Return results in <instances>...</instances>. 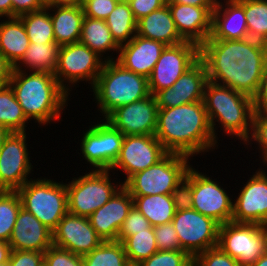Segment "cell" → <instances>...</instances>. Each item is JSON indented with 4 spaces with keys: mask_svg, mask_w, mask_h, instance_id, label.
Listing matches in <instances>:
<instances>
[{
    "mask_svg": "<svg viewBox=\"0 0 267 266\" xmlns=\"http://www.w3.org/2000/svg\"><path fill=\"white\" fill-rule=\"evenodd\" d=\"M200 59V46L190 41L166 46L148 78L150 94L171 87Z\"/></svg>",
    "mask_w": 267,
    "mask_h": 266,
    "instance_id": "obj_11",
    "label": "cell"
},
{
    "mask_svg": "<svg viewBox=\"0 0 267 266\" xmlns=\"http://www.w3.org/2000/svg\"><path fill=\"white\" fill-rule=\"evenodd\" d=\"M19 65L17 63L14 66L8 85L12 88L26 118H34L42 124L52 119L58 120L68 92L59 84L54 74L33 71L27 76Z\"/></svg>",
    "mask_w": 267,
    "mask_h": 266,
    "instance_id": "obj_3",
    "label": "cell"
},
{
    "mask_svg": "<svg viewBox=\"0 0 267 266\" xmlns=\"http://www.w3.org/2000/svg\"><path fill=\"white\" fill-rule=\"evenodd\" d=\"M208 80L253 97L267 61V44L250 38L243 40L207 39L200 46Z\"/></svg>",
    "mask_w": 267,
    "mask_h": 266,
    "instance_id": "obj_1",
    "label": "cell"
},
{
    "mask_svg": "<svg viewBox=\"0 0 267 266\" xmlns=\"http://www.w3.org/2000/svg\"><path fill=\"white\" fill-rule=\"evenodd\" d=\"M26 121L12 88L9 85L0 88V124L10 132H25Z\"/></svg>",
    "mask_w": 267,
    "mask_h": 266,
    "instance_id": "obj_34",
    "label": "cell"
},
{
    "mask_svg": "<svg viewBox=\"0 0 267 266\" xmlns=\"http://www.w3.org/2000/svg\"><path fill=\"white\" fill-rule=\"evenodd\" d=\"M254 111H265L267 109V61L262 73L258 89L252 97Z\"/></svg>",
    "mask_w": 267,
    "mask_h": 266,
    "instance_id": "obj_50",
    "label": "cell"
},
{
    "mask_svg": "<svg viewBox=\"0 0 267 266\" xmlns=\"http://www.w3.org/2000/svg\"><path fill=\"white\" fill-rule=\"evenodd\" d=\"M251 266H267V251Z\"/></svg>",
    "mask_w": 267,
    "mask_h": 266,
    "instance_id": "obj_58",
    "label": "cell"
},
{
    "mask_svg": "<svg viewBox=\"0 0 267 266\" xmlns=\"http://www.w3.org/2000/svg\"><path fill=\"white\" fill-rule=\"evenodd\" d=\"M156 138L168 153L192 156L215 146L203 101L158 108Z\"/></svg>",
    "mask_w": 267,
    "mask_h": 266,
    "instance_id": "obj_2",
    "label": "cell"
},
{
    "mask_svg": "<svg viewBox=\"0 0 267 266\" xmlns=\"http://www.w3.org/2000/svg\"><path fill=\"white\" fill-rule=\"evenodd\" d=\"M45 5L40 0H12V17L40 10Z\"/></svg>",
    "mask_w": 267,
    "mask_h": 266,
    "instance_id": "obj_51",
    "label": "cell"
},
{
    "mask_svg": "<svg viewBox=\"0 0 267 266\" xmlns=\"http://www.w3.org/2000/svg\"><path fill=\"white\" fill-rule=\"evenodd\" d=\"M252 138L262 146L264 159L267 157V112L255 111L252 121Z\"/></svg>",
    "mask_w": 267,
    "mask_h": 266,
    "instance_id": "obj_47",
    "label": "cell"
},
{
    "mask_svg": "<svg viewBox=\"0 0 267 266\" xmlns=\"http://www.w3.org/2000/svg\"><path fill=\"white\" fill-rule=\"evenodd\" d=\"M165 47L162 42L134 34L132 40L120 46L117 62L148 79Z\"/></svg>",
    "mask_w": 267,
    "mask_h": 266,
    "instance_id": "obj_22",
    "label": "cell"
},
{
    "mask_svg": "<svg viewBox=\"0 0 267 266\" xmlns=\"http://www.w3.org/2000/svg\"><path fill=\"white\" fill-rule=\"evenodd\" d=\"M82 153L85 159L98 170H105L103 146V123L92 126L83 136Z\"/></svg>",
    "mask_w": 267,
    "mask_h": 266,
    "instance_id": "obj_38",
    "label": "cell"
},
{
    "mask_svg": "<svg viewBox=\"0 0 267 266\" xmlns=\"http://www.w3.org/2000/svg\"><path fill=\"white\" fill-rule=\"evenodd\" d=\"M45 6H50V0H40Z\"/></svg>",
    "mask_w": 267,
    "mask_h": 266,
    "instance_id": "obj_59",
    "label": "cell"
},
{
    "mask_svg": "<svg viewBox=\"0 0 267 266\" xmlns=\"http://www.w3.org/2000/svg\"><path fill=\"white\" fill-rule=\"evenodd\" d=\"M124 135L108 121L103 123V146L105 151V170L111 169L119 156Z\"/></svg>",
    "mask_w": 267,
    "mask_h": 266,
    "instance_id": "obj_39",
    "label": "cell"
},
{
    "mask_svg": "<svg viewBox=\"0 0 267 266\" xmlns=\"http://www.w3.org/2000/svg\"><path fill=\"white\" fill-rule=\"evenodd\" d=\"M12 249L8 242L0 240V263H6L10 259Z\"/></svg>",
    "mask_w": 267,
    "mask_h": 266,
    "instance_id": "obj_54",
    "label": "cell"
},
{
    "mask_svg": "<svg viewBox=\"0 0 267 266\" xmlns=\"http://www.w3.org/2000/svg\"><path fill=\"white\" fill-rule=\"evenodd\" d=\"M105 22L111 31L113 39L119 46L126 41L128 43L132 40L134 38L133 34L137 32V21L133 16L129 2L126 0H120L117 3L115 9L105 19Z\"/></svg>",
    "mask_w": 267,
    "mask_h": 266,
    "instance_id": "obj_30",
    "label": "cell"
},
{
    "mask_svg": "<svg viewBox=\"0 0 267 266\" xmlns=\"http://www.w3.org/2000/svg\"><path fill=\"white\" fill-rule=\"evenodd\" d=\"M137 266H193V258L184 250H158Z\"/></svg>",
    "mask_w": 267,
    "mask_h": 266,
    "instance_id": "obj_40",
    "label": "cell"
},
{
    "mask_svg": "<svg viewBox=\"0 0 267 266\" xmlns=\"http://www.w3.org/2000/svg\"><path fill=\"white\" fill-rule=\"evenodd\" d=\"M207 81L205 63L199 59L171 87L158 91L153 95L157 107L170 108L203 101Z\"/></svg>",
    "mask_w": 267,
    "mask_h": 266,
    "instance_id": "obj_17",
    "label": "cell"
},
{
    "mask_svg": "<svg viewBox=\"0 0 267 266\" xmlns=\"http://www.w3.org/2000/svg\"><path fill=\"white\" fill-rule=\"evenodd\" d=\"M232 221L236 223H255L265 225L267 222V176L258 171L242 189L233 204Z\"/></svg>",
    "mask_w": 267,
    "mask_h": 266,
    "instance_id": "obj_19",
    "label": "cell"
},
{
    "mask_svg": "<svg viewBox=\"0 0 267 266\" xmlns=\"http://www.w3.org/2000/svg\"><path fill=\"white\" fill-rule=\"evenodd\" d=\"M133 206V197L121 186L111 199L94 211L88 219L104 241H118L120 228Z\"/></svg>",
    "mask_w": 267,
    "mask_h": 266,
    "instance_id": "obj_20",
    "label": "cell"
},
{
    "mask_svg": "<svg viewBox=\"0 0 267 266\" xmlns=\"http://www.w3.org/2000/svg\"><path fill=\"white\" fill-rule=\"evenodd\" d=\"M203 102L215 139L214 120L218 118L217 121L221 122L225 132L236 135V137L238 136L244 142H247L250 136L248 121H250L252 127L255 112L251 97L221 83L208 80L204 90Z\"/></svg>",
    "mask_w": 267,
    "mask_h": 266,
    "instance_id": "obj_4",
    "label": "cell"
},
{
    "mask_svg": "<svg viewBox=\"0 0 267 266\" xmlns=\"http://www.w3.org/2000/svg\"><path fill=\"white\" fill-rule=\"evenodd\" d=\"M218 247L241 266L253 265L267 251V231L255 223L228 222L220 225Z\"/></svg>",
    "mask_w": 267,
    "mask_h": 266,
    "instance_id": "obj_8",
    "label": "cell"
},
{
    "mask_svg": "<svg viewBox=\"0 0 267 266\" xmlns=\"http://www.w3.org/2000/svg\"><path fill=\"white\" fill-rule=\"evenodd\" d=\"M14 66L0 53V88L9 84Z\"/></svg>",
    "mask_w": 267,
    "mask_h": 266,
    "instance_id": "obj_52",
    "label": "cell"
},
{
    "mask_svg": "<svg viewBox=\"0 0 267 266\" xmlns=\"http://www.w3.org/2000/svg\"><path fill=\"white\" fill-rule=\"evenodd\" d=\"M154 235L158 250H182L180 247L177 232L172 222L154 226Z\"/></svg>",
    "mask_w": 267,
    "mask_h": 266,
    "instance_id": "obj_45",
    "label": "cell"
},
{
    "mask_svg": "<svg viewBox=\"0 0 267 266\" xmlns=\"http://www.w3.org/2000/svg\"><path fill=\"white\" fill-rule=\"evenodd\" d=\"M188 156L168 153L157 164L132 175L122 186L131 196L171 194L186 176Z\"/></svg>",
    "mask_w": 267,
    "mask_h": 266,
    "instance_id": "obj_7",
    "label": "cell"
},
{
    "mask_svg": "<svg viewBox=\"0 0 267 266\" xmlns=\"http://www.w3.org/2000/svg\"><path fill=\"white\" fill-rule=\"evenodd\" d=\"M108 171L97 169L66 184L69 213L89 217L111 199L121 187L112 186Z\"/></svg>",
    "mask_w": 267,
    "mask_h": 266,
    "instance_id": "obj_9",
    "label": "cell"
},
{
    "mask_svg": "<svg viewBox=\"0 0 267 266\" xmlns=\"http://www.w3.org/2000/svg\"><path fill=\"white\" fill-rule=\"evenodd\" d=\"M21 208L17 191L0 190V240L9 242Z\"/></svg>",
    "mask_w": 267,
    "mask_h": 266,
    "instance_id": "obj_37",
    "label": "cell"
},
{
    "mask_svg": "<svg viewBox=\"0 0 267 266\" xmlns=\"http://www.w3.org/2000/svg\"><path fill=\"white\" fill-rule=\"evenodd\" d=\"M8 243L12 250L44 253L53 245V233L32 213L21 208Z\"/></svg>",
    "mask_w": 267,
    "mask_h": 266,
    "instance_id": "obj_23",
    "label": "cell"
},
{
    "mask_svg": "<svg viewBox=\"0 0 267 266\" xmlns=\"http://www.w3.org/2000/svg\"><path fill=\"white\" fill-rule=\"evenodd\" d=\"M46 6L40 10L26 13L19 18L22 20L30 43L55 42L53 24Z\"/></svg>",
    "mask_w": 267,
    "mask_h": 266,
    "instance_id": "obj_33",
    "label": "cell"
},
{
    "mask_svg": "<svg viewBox=\"0 0 267 266\" xmlns=\"http://www.w3.org/2000/svg\"><path fill=\"white\" fill-rule=\"evenodd\" d=\"M166 3H176L191 6H215L217 0H165Z\"/></svg>",
    "mask_w": 267,
    "mask_h": 266,
    "instance_id": "obj_53",
    "label": "cell"
},
{
    "mask_svg": "<svg viewBox=\"0 0 267 266\" xmlns=\"http://www.w3.org/2000/svg\"><path fill=\"white\" fill-rule=\"evenodd\" d=\"M120 0H86L83 5L85 16L105 20Z\"/></svg>",
    "mask_w": 267,
    "mask_h": 266,
    "instance_id": "obj_46",
    "label": "cell"
},
{
    "mask_svg": "<svg viewBox=\"0 0 267 266\" xmlns=\"http://www.w3.org/2000/svg\"><path fill=\"white\" fill-rule=\"evenodd\" d=\"M193 266H241L230 255L224 253L218 245L207 249L193 258Z\"/></svg>",
    "mask_w": 267,
    "mask_h": 266,
    "instance_id": "obj_41",
    "label": "cell"
},
{
    "mask_svg": "<svg viewBox=\"0 0 267 266\" xmlns=\"http://www.w3.org/2000/svg\"><path fill=\"white\" fill-rule=\"evenodd\" d=\"M53 233V245L84 256L104 240L96 233L88 217L67 212Z\"/></svg>",
    "mask_w": 267,
    "mask_h": 266,
    "instance_id": "obj_18",
    "label": "cell"
},
{
    "mask_svg": "<svg viewBox=\"0 0 267 266\" xmlns=\"http://www.w3.org/2000/svg\"><path fill=\"white\" fill-rule=\"evenodd\" d=\"M226 3L229 7L224 11L221 9L220 1H216L212 12L211 34L208 39L243 40L249 38L244 7L237 0H228Z\"/></svg>",
    "mask_w": 267,
    "mask_h": 266,
    "instance_id": "obj_24",
    "label": "cell"
},
{
    "mask_svg": "<svg viewBox=\"0 0 267 266\" xmlns=\"http://www.w3.org/2000/svg\"><path fill=\"white\" fill-rule=\"evenodd\" d=\"M178 33L185 41L201 46L211 34L215 6L167 3Z\"/></svg>",
    "mask_w": 267,
    "mask_h": 266,
    "instance_id": "obj_21",
    "label": "cell"
},
{
    "mask_svg": "<svg viewBox=\"0 0 267 266\" xmlns=\"http://www.w3.org/2000/svg\"><path fill=\"white\" fill-rule=\"evenodd\" d=\"M83 257L84 266H132L122 242L103 241Z\"/></svg>",
    "mask_w": 267,
    "mask_h": 266,
    "instance_id": "obj_32",
    "label": "cell"
},
{
    "mask_svg": "<svg viewBox=\"0 0 267 266\" xmlns=\"http://www.w3.org/2000/svg\"><path fill=\"white\" fill-rule=\"evenodd\" d=\"M25 132H11L0 150V190L17 191L28 179L31 164Z\"/></svg>",
    "mask_w": 267,
    "mask_h": 266,
    "instance_id": "obj_14",
    "label": "cell"
},
{
    "mask_svg": "<svg viewBox=\"0 0 267 266\" xmlns=\"http://www.w3.org/2000/svg\"><path fill=\"white\" fill-rule=\"evenodd\" d=\"M80 43L95 51L99 56L107 50H119L120 46L113 39L105 20L84 17Z\"/></svg>",
    "mask_w": 267,
    "mask_h": 266,
    "instance_id": "obj_29",
    "label": "cell"
},
{
    "mask_svg": "<svg viewBox=\"0 0 267 266\" xmlns=\"http://www.w3.org/2000/svg\"><path fill=\"white\" fill-rule=\"evenodd\" d=\"M22 208L32 213L52 232L68 212L66 185L51 180L27 181L17 190Z\"/></svg>",
    "mask_w": 267,
    "mask_h": 266,
    "instance_id": "obj_6",
    "label": "cell"
},
{
    "mask_svg": "<svg viewBox=\"0 0 267 266\" xmlns=\"http://www.w3.org/2000/svg\"><path fill=\"white\" fill-rule=\"evenodd\" d=\"M100 57L102 56L80 42L62 45L59 48L54 76L67 92L68 88L63 84L64 79L72 84L78 80L91 79L94 86L104 65Z\"/></svg>",
    "mask_w": 267,
    "mask_h": 266,
    "instance_id": "obj_12",
    "label": "cell"
},
{
    "mask_svg": "<svg viewBox=\"0 0 267 266\" xmlns=\"http://www.w3.org/2000/svg\"><path fill=\"white\" fill-rule=\"evenodd\" d=\"M48 9L57 8L50 18L53 24L55 42L59 45L77 43L81 37L84 12L81 7L46 6Z\"/></svg>",
    "mask_w": 267,
    "mask_h": 266,
    "instance_id": "obj_26",
    "label": "cell"
},
{
    "mask_svg": "<svg viewBox=\"0 0 267 266\" xmlns=\"http://www.w3.org/2000/svg\"><path fill=\"white\" fill-rule=\"evenodd\" d=\"M122 243L132 266H137L158 251L153 226L128 236Z\"/></svg>",
    "mask_w": 267,
    "mask_h": 266,
    "instance_id": "obj_35",
    "label": "cell"
},
{
    "mask_svg": "<svg viewBox=\"0 0 267 266\" xmlns=\"http://www.w3.org/2000/svg\"><path fill=\"white\" fill-rule=\"evenodd\" d=\"M0 266H12V265H11V262L8 261L6 263H0Z\"/></svg>",
    "mask_w": 267,
    "mask_h": 266,
    "instance_id": "obj_60",
    "label": "cell"
},
{
    "mask_svg": "<svg viewBox=\"0 0 267 266\" xmlns=\"http://www.w3.org/2000/svg\"><path fill=\"white\" fill-rule=\"evenodd\" d=\"M137 35L162 42L166 46L180 44L185 40L180 36L166 3L137 21Z\"/></svg>",
    "mask_w": 267,
    "mask_h": 266,
    "instance_id": "obj_25",
    "label": "cell"
},
{
    "mask_svg": "<svg viewBox=\"0 0 267 266\" xmlns=\"http://www.w3.org/2000/svg\"><path fill=\"white\" fill-rule=\"evenodd\" d=\"M0 16L12 17V0H0Z\"/></svg>",
    "mask_w": 267,
    "mask_h": 266,
    "instance_id": "obj_56",
    "label": "cell"
},
{
    "mask_svg": "<svg viewBox=\"0 0 267 266\" xmlns=\"http://www.w3.org/2000/svg\"><path fill=\"white\" fill-rule=\"evenodd\" d=\"M134 206L148 219L151 226L171 222L175 215V205L171 194L132 196Z\"/></svg>",
    "mask_w": 267,
    "mask_h": 266,
    "instance_id": "obj_28",
    "label": "cell"
},
{
    "mask_svg": "<svg viewBox=\"0 0 267 266\" xmlns=\"http://www.w3.org/2000/svg\"><path fill=\"white\" fill-rule=\"evenodd\" d=\"M44 264L46 266H84L82 256L54 245L44 252Z\"/></svg>",
    "mask_w": 267,
    "mask_h": 266,
    "instance_id": "obj_42",
    "label": "cell"
},
{
    "mask_svg": "<svg viewBox=\"0 0 267 266\" xmlns=\"http://www.w3.org/2000/svg\"><path fill=\"white\" fill-rule=\"evenodd\" d=\"M103 62L105 63L92 89L105 118L116 108L150 95L146 77L125 69L112 59Z\"/></svg>",
    "mask_w": 267,
    "mask_h": 266,
    "instance_id": "obj_5",
    "label": "cell"
},
{
    "mask_svg": "<svg viewBox=\"0 0 267 266\" xmlns=\"http://www.w3.org/2000/svg\"><path fill=\"white\" fill-rule=\"evenodd\" d=\"M0 23V53L13 66L25 55L30 40L19 17Z\"/></svg>",
    "mask_w": 267,
    "mask_h": 266,
    "instance_id": "obj_27",
    "label": "cell"
},
{
    "mask_svg": "<svg viewBox=\"0 0 267 266\" xmlns=\"http://www.w3.org/2000/svg\"><path fill=\"white\" fill-rule=\"evenodd\" d=\"M83 0H50V6L81 7Z\"/></svg>",
    "mask_w": 267,
    "mask_h": 266,
    "instance_id": "obj_55",
    "label": "cell"
},
{
    "mask_svg": "<svg viewBox=\"0 0 267 266\" xmlns=\"http://www.w3.org/2000/svg\"><path fill=\"white\" fill-rule=\"evenodd\" d=\"M136 21L166 4L165 0H126Z\"/></svg>",
    "mask_w": 267,
    "mask_h": 266,
    "instance_id": "obj_49",
    "label": "cell"
},
{
    "mask_svg": "<svg viewBox=\"0 0 267 266\" xmlns=\"http://www.w3.org/2000/svg\"><path fill=\"white\" fill-rule=\"evenodd\" d=\"M9 261L12 266H41L44 263V253L12 250Z\"/></svg>",
    "mask_w": 267,
    "mask_h": 266,
    "instance_id": "obj_48",
    "label": "cell"
},
{
    "mask_svg": "<svg viewBox=\"0 0 267 266\" xmlns=\"http://www.w3.org/2000/svg\"><path fill=\"white\" fill-rule=\"evenodd\" d=\"M158 107L152 94L146 98L120 106L105 119L123 135H155Z\"/></svg>",
    "mask_w": 267,
    "mask_h": 266,
    "instance_id": "obj_15",
    "label": "cell"
},
{
    "mask_svg": "<svg viewBox=\"0 0 267 266\" xmlns=\"http://www.w3.org/2000/svg\"><path fill=\"white\" fill-rule=\"evenodd\" d=\"M151 227L148 219L135 207L129 211L118 233V241L123 242L128 236Z\"/></svg>",
    "mask_w": 267,
    "mask_h": 266,
    "instance_id": "obj_44",
    "label": "cell"
},
{
    "mask_svg": "<svg viewBox=\"0 0 267 266\" xmlns=\"http://www.w3.org/2000/svg\"><path fill=\"white\" fill-rule=\"evenodd\" d=\"M193 209L220 225L231 222L233 203L223 188L192 168Z\"/></svg>",
    "mask_w": 267,
    "mask_h": 266,
    "instance_id": "obj_16",
    "label": "cell"
},
{
    "mask_svg": "<svg viewBox=\"0 0 267 266\" xmlns=\"http://www.w3.org/2000/svg\"><path fill=\"white\" fill-rule=\"evenodd\" d=\"M171 222L177 232L181 249L192 258L218 245L220 224L193 208L176 211Z\"/></svg>",
    "mask_w": 267,
    "mask_h": 266,
    "instance_id": "obj_10",
    "label": "cell"
},
{
    "mask_svg": "<svg viewBox=\"0 0 267 266\" xmlns=\"http://www.w3.org/2000/svg\"><path fill=\"white\" fill-rule=\"evenodd\" d=\"M246 16L249 38L267 44V0H237Z\"/></svg>",
    "mask_w": 267,
    "mask_h": 266,
    "instance_id": "obj_36",
    "label": "cell"
},
{
    "mask_svg": "<svg viewBox=\"0 0 267 266\" xmlns=\"http://www.w3.org/2000/svg\"><path fill=\"white\" fill-rule=\"evenodd\" d=\"M167 154L155 135H125L111 169L120 167L127 174V181L132 175L157 164Z\"/></svg>",
    "mask_w": 267,
    "mask_h": 266,
    "instance_id": "obj_13",
    "label": "cell"
},
{
    "mask_svg": "<svg viewBox=\"0 0 267 266\" xmlns=\"http://www.w3.org/2000/svg\"><path fill=\"white\" fill-rule=\"evenodd\" d=\"M60 46L56 43H30L21 62L32 70L54 74Z\"/></svg>",
    "mask_w": 267,
    "mask_h": 266,
    "instance_id": "obj_31",
    "label": "cell"
},
{
    "mask_svg": "<svg viewBox=\"0 0 267 266\" xmlns=\"http://www.w3.org/2000/svg\"><path fill=\"white\" fill-rule=\"evenodd\" d=\"M11 134V132L0 124V150L4 144L5 139Z\"/></svg>",
    "mask_w": 267,
    "mask_h": 266,
    "instance_id": "obj_57",
    "label": "cell"
},
{
    "mask_svg": "<svg viewBox=\"0 0 267 266\" xmlns=\"http://www.w3.org/2000/svg\"><path fill=\"white\" fill-rule=\"evenodd\" d=\"M171 196L176 211H185L193 208L191 167L188 169L186 176L174 188L173 192L171 193Z\"/></svg>",
    "mask_w": 267,
    "mask_h": 266,
    "instance_id": "obj_43",
    "label": "cell"
}]
</instances>
